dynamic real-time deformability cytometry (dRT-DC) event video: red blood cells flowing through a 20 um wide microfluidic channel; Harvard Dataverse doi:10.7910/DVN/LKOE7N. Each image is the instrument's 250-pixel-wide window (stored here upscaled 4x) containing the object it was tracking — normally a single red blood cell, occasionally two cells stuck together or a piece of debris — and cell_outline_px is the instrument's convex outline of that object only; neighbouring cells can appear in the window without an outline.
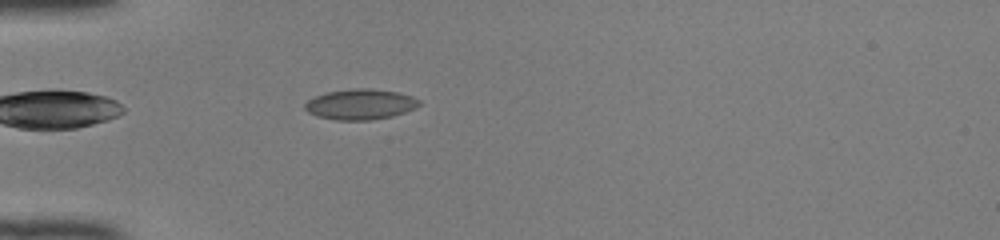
{"species": "common noctule bat (a hibernating species)", "species_latin": "Nyctalus noctula", "temperature_condition": "room temperature", "stored_images_in_passage": 31, "camera_frame_rate_fps": 3000, "um_per_image_px": 0.085, "animal": {"sex": "female", "body_mass_g": 22.0, "forearm_length_mm": 56.7}, "frame": {"image": 1, "passage_image": 1, "time_ms": 0.0, "image_size_px": [1000, 240], "cell_outline_px": [[420, 104], [416, 108], [392, 116], [372, 120], [336, 120], [316, 116], [308, 112], [304, 108], [304, 104], [308, 100], [316, 96], [328, 92], [352, 88], [372, 88], [400, 92], [412, 96], [420, 100]], "centroid_in_image_um": [30.65, 8.86], "position_along_channel_um": 54.4, "area_um2": 20.46}}
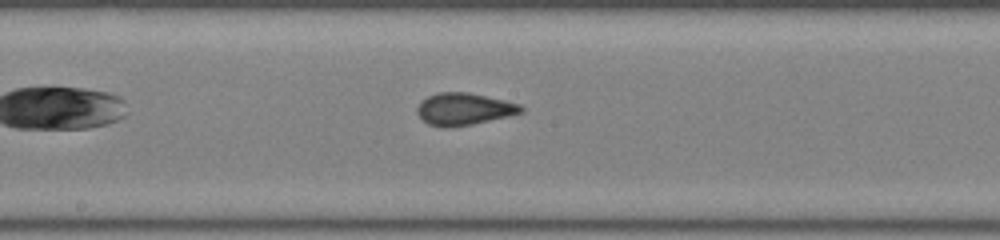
{"frame": {"image": 2, "passage_image": 13, "time_ms": 4.0, "image_size_px": [1000, 240], "cell_outline_px": [[524, 112], [508, 116], [472, 124], [448, 128], [444, 128], [428, 124], [416, 112], [416, 108], [420, 100], [436, 92], [468, 92], [504, 100], [520, 104], [524, 108]], "centroid_in_image_um": [39.41, 9.26], "position_along_channel_um": 208.8, "area_um2": 19.54}}
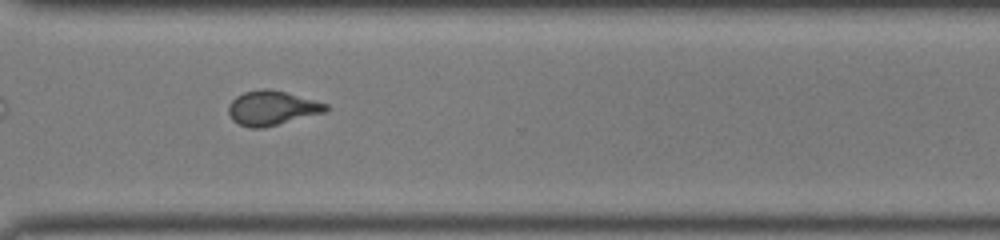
{"frame": {"image": 3, "passage_image": 23, "time_ms": 7.333, "image_size_px": [1000, 240], "cell_outline_px": [[328, 112], [264, 128], [248, 128], [232, 120], [228, 112], [228, 104], [236, 96], [244, 92], [264, 88], [284, 92], [328, 104]], "centroid_in_image_um": [23.11, 9.2], "position_along_channel_um": 347.5, "area_um2": 19.59}, "authors_computed_cell_mechanics": {"area_um2": 18.9584, "velocity_mm_per_s": 4.1473, "shape_relaxation_time_tau1_ms": 6.8919, "shape_relaxation_time_tau2_ms": 0.8327, "deformation_change_tau1": 0.1493, "deformation_change_tau2": 0.0563}}